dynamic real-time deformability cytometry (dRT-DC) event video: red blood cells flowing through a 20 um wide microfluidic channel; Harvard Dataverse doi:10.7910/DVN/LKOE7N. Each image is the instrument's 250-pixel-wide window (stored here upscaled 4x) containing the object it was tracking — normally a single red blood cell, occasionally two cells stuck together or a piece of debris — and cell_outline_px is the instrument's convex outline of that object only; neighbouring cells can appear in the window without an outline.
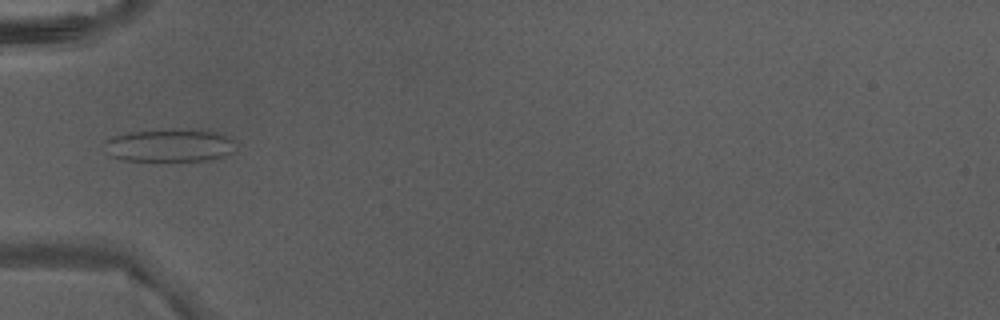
{"species": "Egyptian fruit bat (a non-hibernating species)", "species_latin": "Rousettus aegyptiacus", "temperature_condition": "warm", "stored_images_in_passage": 5, "camera_frame_rate_fps": 3000, "um_per_image_px": 0.085, "animal": {"sex": "male"}, "frame": {"image": 1, "passage_image": 5, "time_ms": 1.333, "image_size_px": [1000, 320], "cell_outline_px": [[232, 152], [208, 160], [124, 160], [112, 156], [100, 144], [116, 136], [132, 132], [172, 128], [216, 132], [232, 140]], "centroid_in_image_um": [14.34, 12.34], "position_along_channel_um": 70.7, "area_um2": 24.57}}